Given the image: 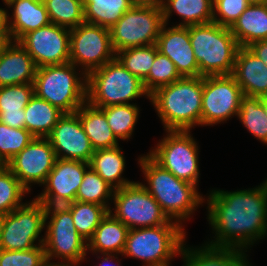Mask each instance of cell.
<instances>
[{
	"mask_svg": "<svg viewBox=\"0 0 267 266\" xmlns=\"http://www.w3.org/2000/svg\"><path fill=\"white\" fill-rule=\"evenodd\" d=\"M29 191L6 167L0 169V216L6 215L23 205L22 198Z\"/></svg>",
	"mask_w": 267,
	"mask_h": 266,
	"instance_id": "obj_38",
	"label": "cell"
},
{
	"mask_svg": "<svg viewBox=\"0 0 267 266\" xmlns=\"http://www.w3.org/2000/svg\"><path fill=\"white\" fill-rule=\"evenodd\" d=\"M115 211L109 212L129 229L156 227L166 223H177L169 219L158 202L143 187L134 182L115 189L113 194Z\"/></svg>",
	"mask_w": 267,
	"mask_h": 266,
	"instance_id": "obj_10",
	"label": "cell"
},
{
	"mask_svg": "<svg viewBox=\"0 0 267 266\" xmlns=\"http://www.w3.org/2000/svg\"><path fill=\"white\" fill-rule=\"evenodd\" d=\"M142 95L150 98L143 81L116 57L87 75V101L95 107L130 104Z\"/></svg>",
	"mask_w": 267,
	"mask_h": 266,
	"instance_id": "obj_7",
	"label": "cell"
},
{
	"mask_svg": "<svg viewBox=\"0 0 267 266\" xmlns=\"http://www.w3.org/2000/svg\"><path fill=\"white\" fill-rule=\"evenodd\" d=\"M25 129L34 137L46 138L64 113L35 94L24 108Z\"/></svg>",
	"mask_w": 267,
	"mask_h": 266,
	"instance_id": "obj_28",
	"label": "cell"
},
{
	"mask_svg": "<svg viewBox=\"0 0 267 266\" xmlns=\"http://www.w3.org/2000/svg\"><path fill=\"white\" fill-rule=\"evenodd\" d=\"M139 164L148 182L143 187L158 202L170 220L182 225V220L189 218L204 198L197 191L196 185L180 180L171 172L162 168L148 154L139 158Z\"/></svg>",
	"mask_w": 267,
	"mask_h": 266,
	"instance_id": "obj_3",
	"label": "cell"
},
{
	"mask_svg": "<svg viewBox=\"0 0 267 266\" xmlns=\"http://www.w3.org/2000/svg\"><path fill=\"white\" fill-rule=\"evenodd\" d=\"M262 106L265 114L267 115V97H262Z\"/></svg>",
	"mask_w": 267,
	"mask_h": 266,
	"instance_id": "obj_49",
	"label": "cell"
},
{
	"mask_svg": "<svg viewBox=\"0 0 267 266\" xmlns=\"http://www.w3.org/2000/svg\"><path fill=\"white\" fill-rule=\"evenodd\" d=\"M180 223L129 229L122 255L144 262L143 266H169L180 254L186 232Z\"/></svg>",
	"mask_w": 267,
	"mask_h": 266,
	"instance_id": "obj_6",
	"label": "cell"
},
{
	"mask_svg": "<svg viewBox=\"0 0 267 266\" xmlns=\"http://www.w3.org/2000/svg\"><path fill=\"white\" fill-rule=\"evenodd\" d=\"M247 48L267 66V40H259L250 44Z\"/></svg>",
	"mask_w": 267,
	"mask_h": 266,
	"instance_id": "obj_43",
	"label": "cell"
},
{
	"mask_svg": "<svg viewBox=\"0 0 267 266\" xmlns=\"http://www.w3.org/2000/svg\"><path fill=\"white\" fill-rule=\"evenodd\" d=\"M129 228L108 212L87 241V249L93 253L122 255Z\"/></svg>",
	"mask_w": 267,
	"mask_h": 266,
	"instance_id": "obj_26",
	"label": "cell"
},
{
	"mask_svg": "<svg viewBox=\"0 0 267 266\" xmlns=\"http://www.w3.org/2000/svg\"><path fill=\"white\" fill-rule=\"evenodd\" d=\"M89 163L57 158L43 185L44 191L37 200L45 206H62L75 201L79 186Z\"/></svg>",
	"mask_w": 267,
	"mask_h": 266,
	"instance_id": "obj_17",
	"label": "cell"
},
{
	"mask_svg": "<svg viewBox=\"0 0 267 266\" xmlns=\"http://www.w3.org/2000/svg\"><path fill=\"white\" fill-rule=\"evenodd\" d=\"M203 76L181 77L158 88L149 100L157 110L165 130L190 131L201 125Z\"/></svg>",
	"mask_w": 267,
	"mask_h": 266,
	"instance_id": "obj_2",
	"label": "cell"
},
{
	"mask_svg": "<svg viewBox=\"0 0 267 266\" xmlns=\"http://www.w3.org/2000/svg\"><path fill=\"white\" fill-rule=\"evenodd\" d=\"M163 24L162 7L133 5L109 29L114 52L156 44Z\"/></svg>",
	"mask_w": 267,
	"mask_h": 266,
	"instance_id": "obj_8",
	"label": "cell"
},
{
	"mask_svg": "<svg viewBox=\"0 0 267 266\" xmlns=\"http://www.w3.org/2000/svg\"><path fill=\"white\" fill-rule=\"evenodd\" d=\"M34 95L33 83L0 87V122L25 129L24 108Z\"/></svg>",
	"mask_w": 267,
	"mask_h": 266,
	"instance_id": "obj_23",
	"label": "cell"
},
{
	"mask_svg": "<svg viewBox=\"0 0 267 266\" xmlns=\"http://www.w3.org/2000/svg\"><path fill=\"white\" fill-rule=\"evenodd\" d=\"M179 75L175 64L164 54L158 51L148 76L143 80L146 91L151 95L162 86L169 85L178 79Z\"/></svg>",
	"mask_w": 267,
	"mask_h": 266,
	"instance_id": "obj_39",
	"label": "cell"
},
{
	"mask_svg": "<svg viewBox=\"0 0 267 266\" xmlns=\"http://www.w3.org/2000/svg\"><path fill=\"white\" fill-rule=\"evenodd\" d=\"M134 5H154L162 7L164 0H131Z\"/></svg>",
	"mask_w": 267,
	"mask_h": 266,
	"instance_id": "obj_44",
	"label": "cell"
},
{
	"mask_svg": "<svg viewBox=\"0 0 267 266\" xmlns=\"http://www.w3.org/2000/svg\"><path fill=\"white\" fill-rule=\"evenodd\" d=\"M72 214L77 232L88 241L94 234L103 217L109 212L104 206L74 201L65 205Z\"/></svg>",
	"mask_w": 267,
	"mask_h": 266,
	"instance_id": "obj_32",
	"label": "cell"
},
{
	"mask_svg": "<svg viewBox=\"0 0 267 266\" xmlns=\"http://www.w3.org/2000/svg\"><path fill=\"white\" fill-rule=\"evenodd\" d=\"M36 67L70 62V29L50 23L25 34L19 41Z\"/></svg>",
	"mask_w": 267,
	"mask_h": 266,
	"instance_id": "obj_15",
	"label": "cell"
},
{
	"mask_svg": "<svg viewBox=\"0 0 267 266\" xmlns=\"http://www.w3.org/2000/svg\"><path fill=\"white\" fill-rule=\"evenodd\" d=\"M46 206L36 198L2 216L0 249L22 251L44 243L34 244L47 224Z\"/></svg>",
	"mask_w": 267,
	"mask_h": 266,
	"instance_id": "obj_12",
	"label": "cell"
},
{
	"mask_svg": "<svg viewBox=\"0 0 267 266\" xmlns=\"http://www.w3.org/2000/svg\"><path fill=\"white\" fill-rule=\"evenodd\" d=\"M94 150L118 146L103 110L86 101L76 112Z\"/></svg>",
	"mask_w": 267,
	"mask_h": 266,
	"instance_id": "obj_27",
	"label": "cell"
},
{
	"mask_svg": "<svg viewBox=\"0 0 267 266\" xmlns=\"http://www.w3.org/2000/svg\"><path fill=\"white\" fill-rule=\"evenodd\" d=\"M5 165L0 161V169L4 167Z\"/></svg>",
	"mask_w": 267,
	"mask_h": 266,
	"instance_id": "obj_52",
	"label": "cell"
},
{
	"mask_svg": "<svg viewBox=\"0 0 267 266\" xmlns=\"http://www.w3.org/2000/svg\"><path fill=\"white\" fill-rule=\"evenodd\" d=\"M36 65L19 42L8 40L0 50V87L33 83Z\"/></svg>",
	"mask_w": 267,
	"mask_h": 266,
	"instance_id": "obj_21",
	"label": "cell"
},
{
	"mask_svg": "<svg viewBox=\"0 0 267 266\" xmlns=\"http://www.w3.org/2000/svg\"><path fill=\"white\" fill-rule=\"evenodd\" d=\"M163 20L168 24L172 12L182 18L177 26H190L212 22L213 0H164Z\"/></svg>",
	"mask_w": 267,
	"mask_h": 266,
	"instance_id": "obj_30",
	"label": "cell"
},
{
	"mask_svg": "<svg viewBox=\"0 0 267 266\" xmlns=\"http://www.w3.org/2000/svg\"><path fill=\"white\" fill-rule=\"evenodd\" d=\"M244 249L212 247L207 244L200 248H185L181 255L185 260L183 266H248Z\"/></svg>",
	"mask_w": 267,
	"mask_h": 266,
	"instance_id": "obj_24",
	"label": "cell"
},
{
	"mask_svg": "<svg viewBox=\"0 0 267 266\" xmlns=\"http://www.w3.org/2000/svg\"><path fill=\"white\" fill-rule=\"evenodd\" d=\"M45 260L43 244L22 251L0 249V266H40Z\"/></svg>",
	"mask_w": 267,
	"mask_h": 266,
	"instance_id": "obj_41",
	"label": "cell"
},
{
	"mask_svg": "<svg viewBox=\"0 0 267 266\" xmlns=\"http://www.w3.org/2000/svg\"><path fill=\"white\" fill-rule=\"evenodd\" d=\"M4 3L14 9L10 21L6 11L7 36L10 41L18 42L25 34L51 23L43 0H5Z\"/></svg>",
	"mask_w": 267,
	"mask_h": 266,
	"instance_id": "obj_20",
	"label": "cell"
},
{
	"mask_svg": "<svg viewBox=\"0 0 267 266\" xmlns=\"http://www.w3.org/2000/svg\"><path fill=\"white\" fill-rule=\"evenodd\" d=\"M48 219L50 221L43 237L46 259L55 257L63 262L80 264L86 259L87 241L77 232L71 211L65 205L46 206L45 221Z\"/></svg>",
	"mask_w": 267,
	"mask_h": 266,
	"instance_id": "obj_9",
	"label": "cell"
},
{
	"mask_svg": "<svg viewBox=\"0 0 267 266\" xmlns=\"http://www.w3.org/2000/svg\"><path fill=\"white\" fill-rule=\"evenodd\" d=\"M89 167L114 189L133 183L122 178L125 169V158L119 145L113 148L94 150V154L89 161Z\"/></svg>",
	"mask_w": 267,
	"mask_h": 266,
	"instance_id": "obj_29",
	"label": "cell"
},
{
	"mask_svg": "<svg viewBox=\"0 0 267 266\" xmlns=\"http://www.w3.org/2000/svg\"><path fill=\"white\" fill-rule=\"evenodd\" d=\"M189 37L202 76L232 74L239 45L229 28L213 21L190 25Z\"/></svg>",
	"mask_w": 267,
	"mask_h": 266,
	"instance_id": "obj_4",
	"label": "cell"
},
{
	"mask_svg": "<svg viewBox=\"0 0 267 266\" xmlns=\"http://www.w3.org/2000/svg\"><path fill=\"white\" fill-rule=\"evenodd\" d=\"M157 54V45L132 47L116 52L115 57L133 75L142 81L148 76Z\"/></svg>",
	"mask_w": 267,
	"mask_h": 266,
	"instance_id": "obj_37",
	"label": "cell"
},
{
	"mask_svg": "<svg viewBox=\"0 0 267 266\" xmlns=\"http://www.w3.org/2000/svg\"><path fill=\"white\" fill-rule=\"evenodd\" d=\"M75 70L71 62L38 67L33 81L34 94L64 114L75 113L87 101V76L78 77Z\"/></svg>",
	"mask_w": 267,
	"mask_h": 266,
	"instance_id": "obj_5",
	"label": "cell"
},
{
	"mask_svg": "<svg viewBox=\"0 0 267 266\" xmlns=\"http://www.w3.org/2000/svg\"><path fill=\"white\" fill-rule=\"evenodd\" d=\"M166 26L164 23L157 38L158 51L175 64L181 77L202 76L191 46L189 26Z\"/></svg>",
	"mask_w": 267,
	"mask_h": 266,
	"instance_id": "obj_19",
	"label": "cell"
},
{
	"mask_svg": "<svg viewBox=\"0 0 267 266\" xmlns=\"http://www.w3.org/2000/svg\"><path fill=\"white\" fill-rule=\"evenodd\" d=\"M249 4L247 0H213L212 21L230 28Z\"/></svg>",
	"mask_w": 267,
	"mask_h": 266,
	"instance_id": "obj_42",
	"label": "cell"
},
{
	"mask_svg": "<svg viewBox=\"0 0 267 266\" xmlns=\"http://www.w3.org/2000/svg\"><path fill=\"white\" fill-rule=\"evenodd\" d=\"M107 123L117 139L128 140L137 123L139 107L136 104L113 105L101 108Z\"/></svg>",
	"mask_w": 267,
	"mask_h": 266,
	"instance_id": "obj_36",
	"label": "cell"
},
{
	"mask_svg": "<svg viewBox=\"0 0 267 266\" xmlns=\"http://www.w3.org/2000/svg\"><path fill=\"white\" fill-rule=\"evenodd\" d=\"M74 266L78 264L70 263V262H57V263H52L50 260H45L40 266Z\"/></svg>",
	"mask_w": 267,
	"mask_h": 266,
	"instance_id": "obj_46",
	"label": "cell"
},
{
	"mask_svg": "<svg viewBox=\"0 0 267 266\" xmlns=\"http://www.w3.org/2000/svg\"><path fill=\"white\" fill-rule=\"evenodd\" d=\"M46 138L59 159L89 163L94 154V149L76 113L64 114Z\"/></svg>",
	"mask_w": 267,
	"mask_h": 266,
	"instance_id": "obj_18",
	"label": "cell"
},
{
	"mask_svg": "<svg viewBox=\"0 0 267 266\" xmlns=\"http://www.w3.org/2000/svg\"><path fill=\"white\" fill-rule=\"evenodd\" d=\"M240 85L243 95L267 97V66L247 47H239L231 74Z\"/></svg>",
	"mask_w": 267,
	"mask_h": 266,
	"instance_id": "obj_22",
	"label": "cell"
},
{
	"mask_svg": "<svg viewBox=\"0 0 267 266\" xmlns=\"http://www.w3.org/2000/svg\"><path fill=\"white\" fill-rule=\"evenodd\" d=\"M50 22L68 29L85 22L83 0H43Z\"/></svg>",
	"mask_w": 267,
	"mask_h": 266,
	"instance_id": "obj_35",
	"label": "cell"
},
{
	"mask_svg": "<svg viewBox=\"0 0 267 266\" xmlns=\"http://www.w3.org/2000/svg\"><path fill=\"white\" fill-rule=\"evenodd\" d=\"M0 32H7L6 27V10L0 8Z\"/></svg>",
	"mask_w": 267,
	"mask_h": 266,
	"instance_id": "obj_45",
	"label": "cell"
},
{
	"mask_svg": "<svg viewBox=\"0 0 267 266\" xmlns=\"http://www.w3.org/2000/svg\"><path fill=\"white\" fill-rule=\"evenodd\" d=\"M8 41L7 32H0V50L2 46Z\"/></svg>",
	"mask_w": 267,
	"mask_h": 266,
	"instance_id": "obj_48",
	"label": "cell"
},
{
	"mask_svg": "<svg viewBox=\"0 0 267 266\" xmlns=\"http://www.w3.org/2000/svg\"><path fill=\"white\" fill-rule=\"evenodd\" d=\"M208 199V221L216 238L207 245L248 249L267 235V179L253 189L212 190Z\"/></svg>",
	"mask_w": 267,
	"mask_h": 266,
	"instance_id": "obj_1",
	"label": "cell"
},
{
	"mask_svg": "<svg viewBox=\"0 0 267 266\" xmlns=\"http://www.w3.org/2000/svg\"><path fill=\"white\" fill-rule=\"evenodd\" d=\"M57 160L47 138L35 137L20 153L16 154L6 167L30 192V184L43 185Z\"/></svg>",
	"mask_w": 267,
	"mask_h": 266,
	"instance_id": "obj_16",
	"label": "cell"
},
{
	"mask_svg": "<svg viewBox=\"0 0 267 266\" xmlns=\"http://www.w3.org/2000/svg\"><path fill=\"white\" fill-rule=\"evenodd\" d=\"M149 156L180 180L198 185V146L190 131L168 130Z\"/></svg>",
	"mask_w": 267,
	"mask_h": 266,
	"instance_id": "obj_11",
	"label": "cell"
},
{
	"mask_svg": "<svg viewBox=\"0 0 267 266\" xmlns=\"http://www.w3.org/2000/svg\"><path fill=\"white\" fill-rule=\"evenodd\" d=\"M101 255L106 256V257L103 258V261H102V263L99 266H103L105 264L107 265L108 262H111L115 258L116 259L118 258V257H115V254H101ZM111 266H113V265H111ZM114 266H116V265H114ZM117 266H119V264H117Z\"/></svg>",
	"mask_w": 267,
	"mask_h": 266,
	"instance_id": "obj_47",
	"label": "cell"
},
{
	"mask_svg": "<svg viewBox=\"0 0 267 266\" xmlns=\"http://www.w3.org/2000/svg\"><path fill=\"white\" fill-rule=\"evenodd\" d=\"M1 227H2V216H0V236H1Z\"/></svg>",
	"mask_w": 267,
	"mask_h": 266,
	"instance_id": "obj_51",
	"label": "cell"
},
{
	"mask_svg": "<svg viewBox=\"0 0 267 266\" xmlns=\"http://www.w3.org/2000/svg\"><path fill=\"white\" fill-rule=\"evenodd\" d=\"M69 48L70 62L83 67L82 77L113 60L116 55L109 29L87 22L70 29Z\"/></svg>",
	"mask_w": 267,
	"mask_h": 266,
	"instance_id": "obj_13",
	"label": "cell"
},
{
	"mask_svg": "<svg viewBox=\"0 0 267 266\" xmlns=\"http://www.w3.org/2000/svg\"><path fill=\"white\" fill-rule=\"evenodd\" d=\"M237 117L254 137L267 144V115L262 106V97L244 95Z\"/></svg>",
	"mask_w": 267,
	"mask_h": 266,
	"instance_id": "obj_33",
	"label": "cell"
},
{
	"mask_svg": "<svg viewBox=\"0 0 267 266\" xmlns=\"http://www.w3.org/2000/svg\"><path fill=\"white\" fill-rule=\"evenodd\" d=\"M85 22L110 29L134 4L131 0H83Z\"/></svg>",
	"mask_w": 267,
	"mask_h": 266,
	"instance_id": "obj_31",
	"label": "cell"
},
{
	"mask_svg": "<svg viewBox=\"0 0 267 266\" xmlns=\"http://www.w3.org/2000/svg\"><path fill=\"white\" fill-rule=\"evenodd\" d=\"M34 138L26 129L11 128L0 122V161L6 166Z\"/></svg>",
	"mask_w": 267,
	"mask_h": 266,
	"instance_id": "obj_40",
	"label": "cell"
},
{
	"mask_svg": "<svg viewBox=\"0 0 267 266\" xmlns=\"http://www.w3.org/2000/svg\"><path fill=\"white\" fill-rule=\"evenodd\" d=\"M114 190L97 172L89 167L84 173L75 201L102 205L109 211L111 207L108 206V200L113 198Z\"/></svg>",
	"mask_w": 267,
	"mask_h": 266,
	"instance_id": "obj_34",
	"label": "cell"
},
{
	"mask_svg": "<svg viewBox=\"0 0 267 266\" xmlns=\"http://www.w3.org/2000/svg\"><path fill=\"white\" fill-rule=\"evenodd\" d=\"M250 4L265 3V0H247Z\"/></svg>",
	"mask_w": 267,
	"mask_h": 266,
	"instance_id": "obj_50",
	"label": "cell"
},
{
	"mask_svg": "<svg viewBox=\"0 0 267 266\" xmlns=\"http://www.w3.org/2000/svg\"><path fill=\"white\" fill-rule=\"evenodd\" d=\"M243 92L232 75L203 76L201 126L238 116Z\"/></svg>",
	"mask_w": 267,
	"mask_h": 266,
	"instance_id": "obj_14",
	"label": "cell"
},
{
	"mask_svg": "<svg viewBox=\"0 0 267 266\" xmlns=\"http://www.w3.org/2000/svg\"><path fill=\"white\" fill-rule=\"evenodd\" d=\"M229 29L239 47H247L259 40H267V5L249 4Z\"/></svg>",
	"mask_w": 267,
	"mask_h": 266,
	"instance_id": "obj_25",
	"label": "cell"
}]
</instances>
